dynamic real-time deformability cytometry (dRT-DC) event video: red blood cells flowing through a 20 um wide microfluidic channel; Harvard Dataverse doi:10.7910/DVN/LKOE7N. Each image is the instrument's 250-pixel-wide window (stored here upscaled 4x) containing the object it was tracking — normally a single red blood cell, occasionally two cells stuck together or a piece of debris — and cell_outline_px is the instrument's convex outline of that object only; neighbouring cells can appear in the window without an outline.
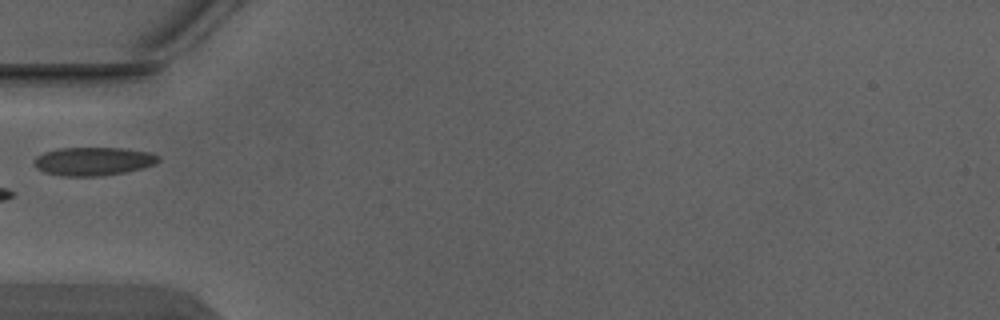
{"species": "Egyptian fruit bat (a non-hibernating species)", "species_latin": "Rousettus aegyptiacus", "temperature_condition": "warm", "stored_images_in_passage": 6, "camera_frame_rate_fps": 3000, "um_per_image_px": 0.085, "animal": {"sex": "male"}, "frame": {"image": 1, "passage_image": 6, "time_ms": 1.667, "image_size_px": [1000, 320], "cell_outline_px": [[160, 160], [156, 164], [144, 168], [124, 172], [100, 176], [60, 176], [44, 172], [36, 168], [32, 164], [32, 160], [36, 156], [44, 152], [60, 148], [124, 148], [152, 152], [160, 156]], "centroid_in_image_um": [7.93, 13.71], "position_along_channel_um": 77.1, "area_um2": 20.92}}